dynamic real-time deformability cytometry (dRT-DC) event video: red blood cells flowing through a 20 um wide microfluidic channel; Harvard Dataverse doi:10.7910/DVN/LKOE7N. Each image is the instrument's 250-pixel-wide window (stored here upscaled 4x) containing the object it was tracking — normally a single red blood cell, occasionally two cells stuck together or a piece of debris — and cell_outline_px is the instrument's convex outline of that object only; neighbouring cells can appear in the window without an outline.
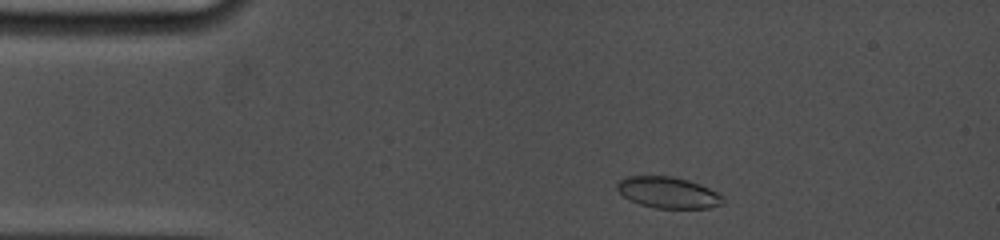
{"species": "common noctule bat (a hibernating species)", "species_latin": "Nyctalus noctula", "temperature_condition": "cold", "stored_images_in_passage": 51, "camera_frame_rate_fps": 5000, "um_per_image_px": 0.085, "animal": {"sex": "female", "body_mass_g": 19.0, "forearm_length_mm": 53.3}, "frame": {"image": 1, "passage_image": 4, "time_ms": 0.8, "image_size_px": [1000, 240], "cell_outline_px": [[724, 204], [708, 208], [656, 208], [640, 204], [628, 200], [616, 188], [616, 184], [620, 180], [628, 176], [672, 176], [688, 180], [700, 184], [724, 196]], "centroid_in_image_um": [56.8, 16.37], "position_along_channel_um": 28.2, "area_um2": 19.31}}
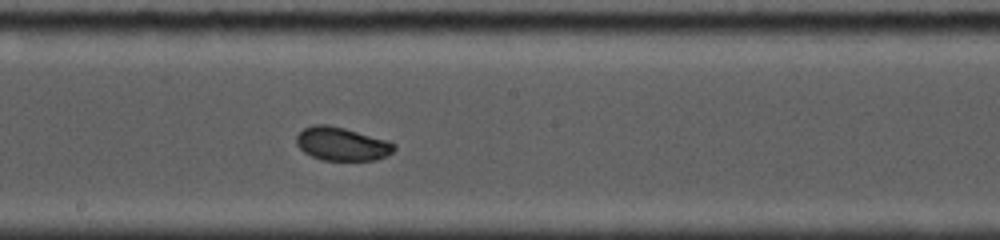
{"frame": {"image": 2, "passage_image": 27, "time_ms": 7.2, "image_size_px": [1000, 240], "cell_outline_px": [[396, 148], [388, 156], [376, 160], [320, 160], [304, 152], [296, 144], [296, 136], [304, 128], [312, 124], [328, 124], [344, 128], [388, 140], [396, 144]], "centroid_in_image_um": [29.07, 12.23], "position_along_channel_um": 219.1, "area_um2": 19.19}}
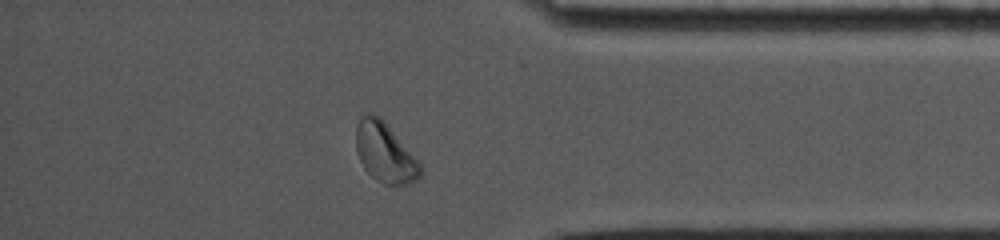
{"frame": {"image": 3, "passage_image": 44, "time_ms": 12.2, "image_size_px": [1000, 240], "cell_outline_px": [[424, 172], [416, 180], [408, 184], [384, 184], [376, 180], [364, 168], [356, 152], [356, 124], [360, 116], [364, 112], [368, 112], [380, 116], [384, 120], [424, 168]], "centroid_in_image_um": [32.71, 12.94], "position_along_channel_um": 402.5, "area_um2": 22.54}, "authors_computed_cell_mechanics": {"area_um2": 19.363, "velocity_mm_per_s": 3.7889, "shape_relaxation_time_tau1_ms": 7.6231, "shape_relaxation_time_tau2_ms": 3.9297, "deformation_change_tau1": 0.1489, "deformation_change_tau2": 0.0627}}